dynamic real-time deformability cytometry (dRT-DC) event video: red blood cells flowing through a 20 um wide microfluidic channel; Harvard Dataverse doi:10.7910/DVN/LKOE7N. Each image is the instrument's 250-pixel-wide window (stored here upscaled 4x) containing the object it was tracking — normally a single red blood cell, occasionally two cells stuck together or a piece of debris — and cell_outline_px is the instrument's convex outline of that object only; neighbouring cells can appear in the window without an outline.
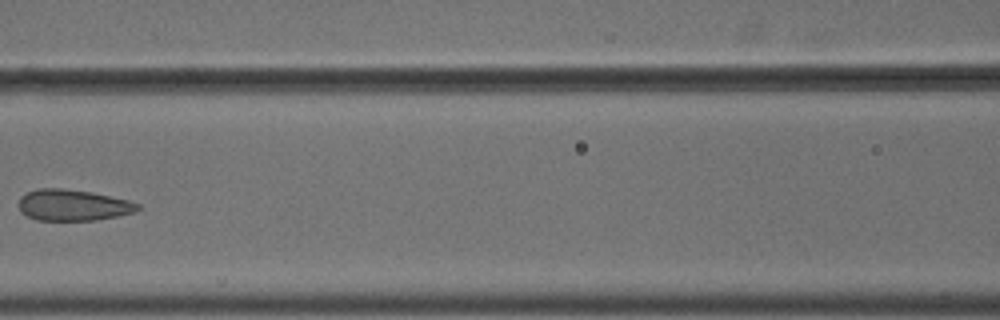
{"species": "common noctule bat (a hibernating species)", "species_latin": "Nyctalus noctula", "temperature_condition": "cold", "stored_images_in_passage": 9, "camera_frame_rate_fps": 3000, "um_per_image_px": 0.085, "animal": {"sex": "male", "body_mass_g": 18.8}, "frame": {"image": 1, "passage_image": 8, "time_ms": 2.333, "image_size_px": [1000, 320], "cell_outline_px": [[140, 208], [136, 212], [96, 220], [36, 220], [20, 212], [20, 196], [36, 188], [64, 188], [92, 192], [128, 200], [140, 204]], "centroid_in_image_um": [6.21, 17.43], "position_along_channel_um": 160.4, "area_um2": 21.68}}
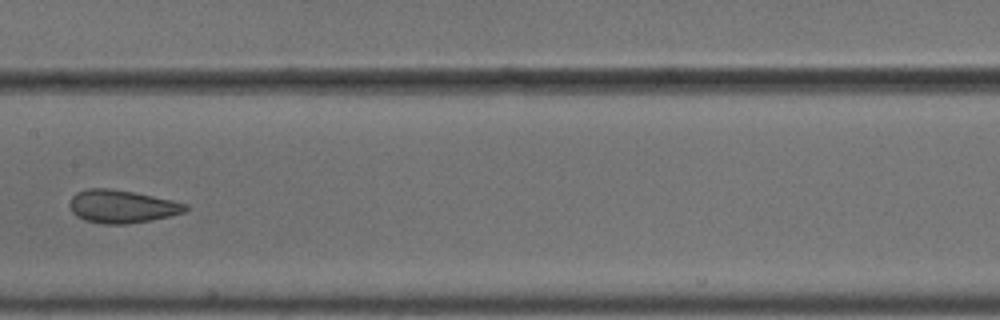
{"frame": {"image": 2, "passage_image": 9, "time_ms": 2.667, "image_size_px": [1000, 320], "cell_outline_px": [[188, 208], [184, 212], [152, 220], [124, 224], [104, 224], [84, 220], [76, 216], [72, 212], [68, 204], [72, 196], [76, 192], [88, 188], [112, 188], [172, 200], [188, 204]], "centroid_in_image_um": [10.32, 17.54], "position_along_channel_um": 197.1, "area_um2": 22.25}}